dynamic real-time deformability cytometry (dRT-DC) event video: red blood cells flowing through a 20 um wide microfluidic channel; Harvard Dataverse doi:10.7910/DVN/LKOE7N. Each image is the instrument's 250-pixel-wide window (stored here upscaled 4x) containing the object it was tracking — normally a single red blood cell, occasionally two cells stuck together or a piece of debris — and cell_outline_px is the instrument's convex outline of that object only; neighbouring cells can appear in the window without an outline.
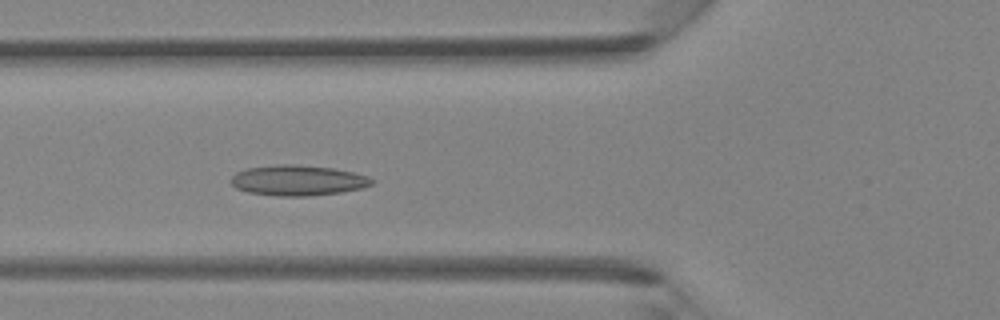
{"species": "Egyptian fruit bat (a non-hibernating species)", "species_latin": "Rousettus aegyptiacus", "temperature_condition": "room temperature", "stored_images_in_passage": 29, "camera_frame_rate_fps": 3000, "um_per_image_px": 0.085, "animal": {"sex": "female"}, "frame": {"image": 1, "passage_image": 3, "time_ms": 0.667, "image_size_px": [1000, 320], "cell_outline_px": [[376, 180], [372, 184], [364, 188], [340, 192], [308, 196], [280, 196], [248, 192], [236, 188], [228, 180], [236, 172], [248, 168], [276, 164], [292, 164], [332, 168], [352, 172], [368, 176]], "centroid_in_image_um": [25.32, 15.33], "position_along_channel_um": 100.5, "area_um2": 25.03}}
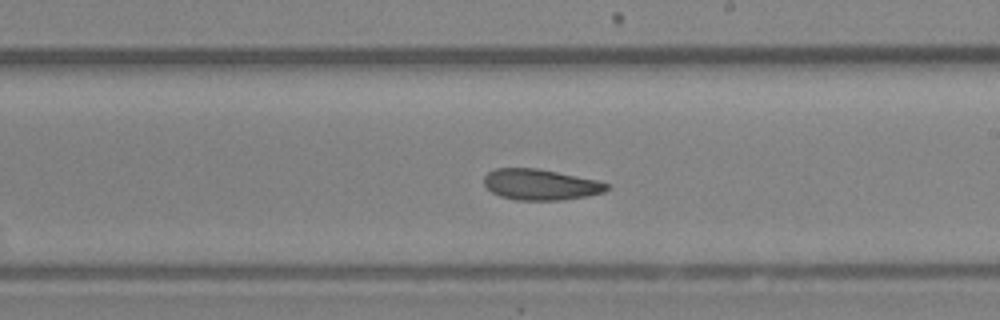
{"frame": {"image": 2, "passage_image": 12, "time_ms": 3.667, "image_size_px": [1000, 320], "cell_outline_px": [[608, 188], [604, 192], [564, 200], [516, 200], [500, 196], [492, 192], [484, 184], [484, 176], [488, 172], [496, 168], [536, 168], [596, 180], [608, 184]], "centroid_in_image_um": [45.9, 15.69], "position_along_channel_um": 243.1, "area_um2": 21.85}}
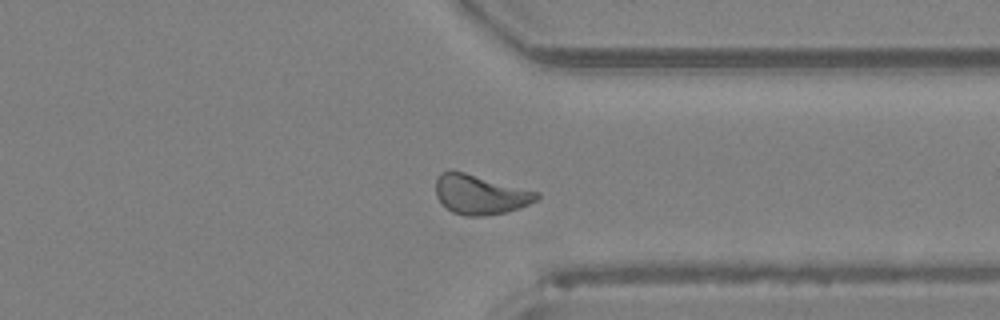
{"frame": {"image": 3, "passage_image": 20, "time_ms": 6.333, "image_size_px": [1000, 320], "cell_outline_px": [[540, 196], [536, 200], [520, 208], [504, 212], [484, 216], [464, 216], [452, 212], [436, 196], [436, 176], [440, 172], [464, 172], [540, 192]], "centroid_in_image_um": [40.83, 16.54], "position_along_channel_um": 370.6, "area_um2": 23.06}}